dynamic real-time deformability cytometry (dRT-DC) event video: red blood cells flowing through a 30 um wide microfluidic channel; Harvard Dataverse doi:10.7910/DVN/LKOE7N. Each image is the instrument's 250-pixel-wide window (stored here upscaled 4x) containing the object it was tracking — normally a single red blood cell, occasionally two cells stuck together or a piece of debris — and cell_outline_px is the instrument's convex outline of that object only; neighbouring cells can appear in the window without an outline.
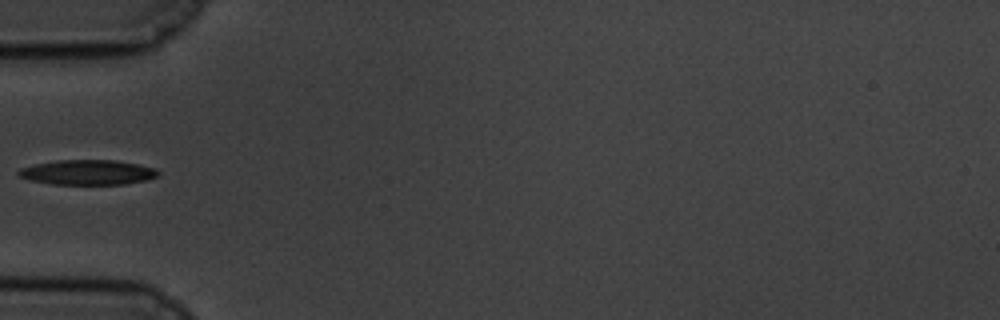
{"species": "common noctule bat (a hibernating species)", "species_latin": "Nyctalus noctula", "temperature_condition": "cold", "stored_images_in_passage": 39, "camera_frame_rate_fps": 3000, "um_per_image_px": 0.085, "animal": {"sex": "male", "body_mass_g": 19.5, "forearm_length_mm": 54.6}, "frame": {"image": 1, "passage_image": 1, "time_ms": 0.0, "image_size_px": [1000, 320], "cell_outline_px": [[160, 172], [156, 176], [148, 180], [124, 184], [52, 184], [28, 180], [20, 176], [16, 172], [20, 168], [36, 164], [56, 160], [116, 160], [140, 164], [156, 168]], "centroid_in_image_um": [7.47, 14.64], "position_along_channel_um": 77.5, "area_um2": 20.4}}
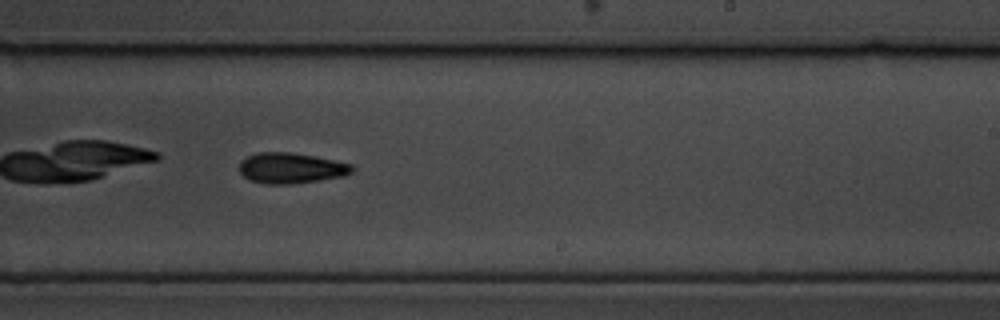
{"frame": {"image": 2, "passage_image": 17, "time_ms": 5.333, "image_size_px": [1000, 320], "cell_outline_px": [[356, 168], [352, 172], [344, 176], [292, 184], [264, 184], [248, 180], [240, 172], [240, 160], [256, 152], [288, 152], [316, 156], [352, 164]], "centroid_in_image_um": [24.73, 14.29], "position_along_channel_um": 264.3, "area_um2": 20.29}}
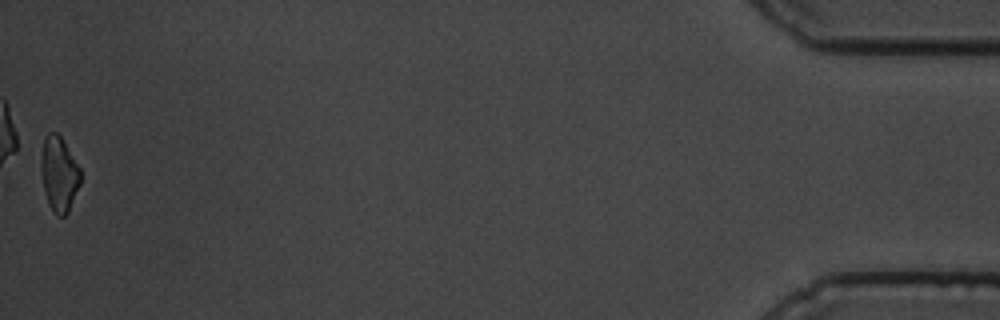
{"frame": {"image": 3, "passage_image": 39, "time_ms": 12.667, "image_size_px": [1000, 320], "cell_outline_px": [[80, 184], [68, 212], [64, 216], [56, 216], [52, 212], [48, 204], [44, 192], [40, 172], [40, 160], [44, 136], [48, 132], [56, 132], [60, 136], [80, 168]], "centroid_in_image_um": [4.98, 14.8], "position_along_channel_um": 430.2, "area_um2": 17.4}}